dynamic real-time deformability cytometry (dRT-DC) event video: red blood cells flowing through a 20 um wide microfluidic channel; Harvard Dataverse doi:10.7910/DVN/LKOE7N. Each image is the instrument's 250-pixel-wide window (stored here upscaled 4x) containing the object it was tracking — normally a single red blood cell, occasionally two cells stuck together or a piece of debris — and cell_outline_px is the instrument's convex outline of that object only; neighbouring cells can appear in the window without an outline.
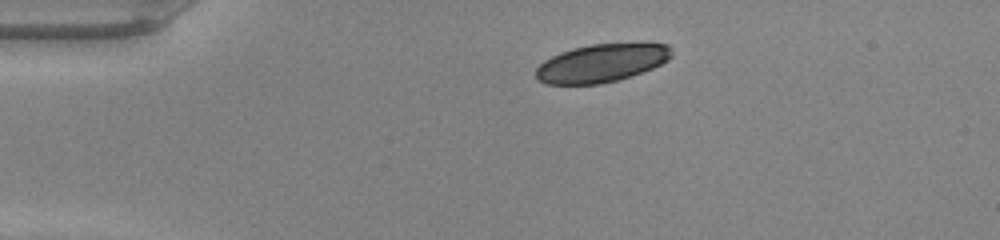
{"species": "common noctule bat (a hibernating species)", "species_latin": "Nyctalus noctula", "temperature_condition": "warm", "stored_images_in_passage": 39, "camera_frame_rate_fps": 3000, "um_per_image_px": 0.085, "animal": {"sex": "male", "body_mass_g": 20.0, "forearm_length_mm": 53.3}, "frame": {"image": 1, "passage_image": 1, "time_ms": 0.0, "image_size_px": [1000, 240], "cell_outline_px": [[672, 56], [668, 60], [652, 68], [616, 80], [600, 84], [544, 84], [536, 80], [536, 68], [544, 60], [560, 52], [572, 48], [592, 44], [668, 44]], "centroid_in_image_um": [51.06, 5.37], "position_along_channel_um": 33.9, "area_um2": 29.77}}